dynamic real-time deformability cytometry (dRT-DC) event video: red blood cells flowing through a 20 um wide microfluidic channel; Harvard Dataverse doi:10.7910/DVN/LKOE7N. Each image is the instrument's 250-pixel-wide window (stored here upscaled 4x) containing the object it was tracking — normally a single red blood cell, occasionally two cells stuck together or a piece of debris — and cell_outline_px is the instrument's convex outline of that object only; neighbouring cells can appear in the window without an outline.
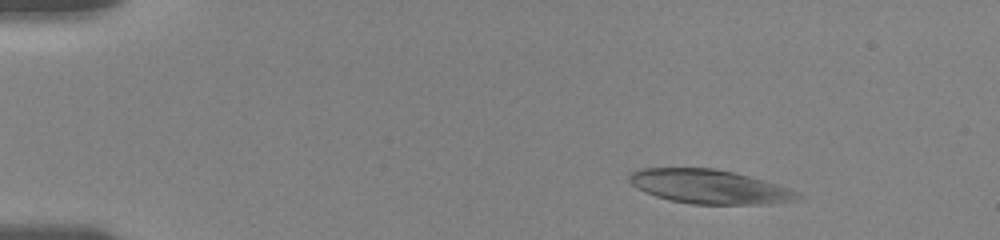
{"species": "human", "species_latin": "Homo sapiens", "temperature_condition": "room temperature", "stored_images_in_passage": 18, "camera_frame_rate_fps": 3000, "um_per_image_px": 0.085, "donor": {"sex": "female"}, "frame": {"image": 1, "passage_image": 1, "time_ms": 0.0, "image_size_px": [1000, 240], "cell_outline_px": [[804, 200], [764, 204], [692, 204], [668, 200], [656, 196], [636, 188], [628, 180], [628, 172], [640, 168], [716, 168], [736, 172], [776, 184], [788, 188], [804, 196]], "centroid_in_image_um": [60.3, 15.86], "position_along_channel_um": 24.7, "area_um2": 33.76}}
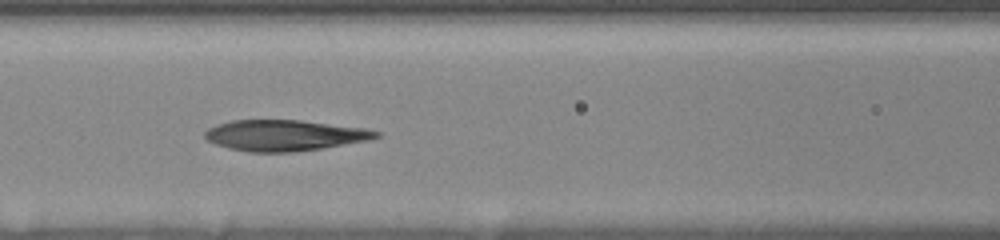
{"frame": {"image": 2, "passage_image": 16, "time_ms": 5.667, "image_size_px": [1000, 240], "cell_outline_px": [[380, 136], [368, 140], [320, 148], [292, 152], [252, 152], [228, 148], [216, 144], [208, 140], [204, 136], [204, 132], [208, 128], [216, 124], [232, 120], [300, 120], [364, 128], [380, 132]], "centroid_in_image_um": [24.14, 11.5], "position_along_channel_um": 142.5, "area_um2": 30.58}}
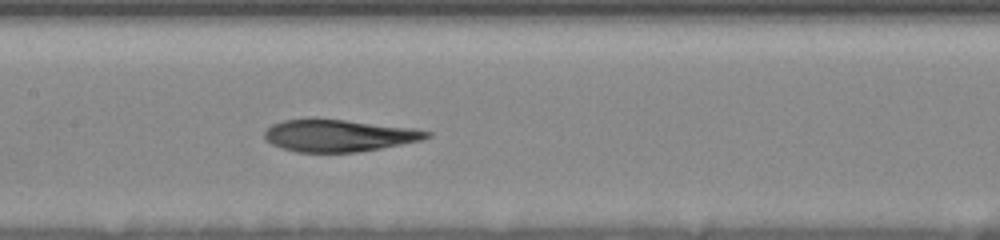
{"frame": {"image": 3, "passage_image": 18, "time_ms": 6.667, "image_size_px": [1000, 240], "cell_outline_px": [[432, 136], [420, 140], [380, 148], [356, 152], [296, 152], [280, 148], [264, 140], [264, 132], [272, 124], [284, 120], [344, 120], [416, 128], [432, 132]], "centroid_in_image_um": [28.8, 11.54], "position_along_channel_um": 178.6, "area_um2": 29.94}}